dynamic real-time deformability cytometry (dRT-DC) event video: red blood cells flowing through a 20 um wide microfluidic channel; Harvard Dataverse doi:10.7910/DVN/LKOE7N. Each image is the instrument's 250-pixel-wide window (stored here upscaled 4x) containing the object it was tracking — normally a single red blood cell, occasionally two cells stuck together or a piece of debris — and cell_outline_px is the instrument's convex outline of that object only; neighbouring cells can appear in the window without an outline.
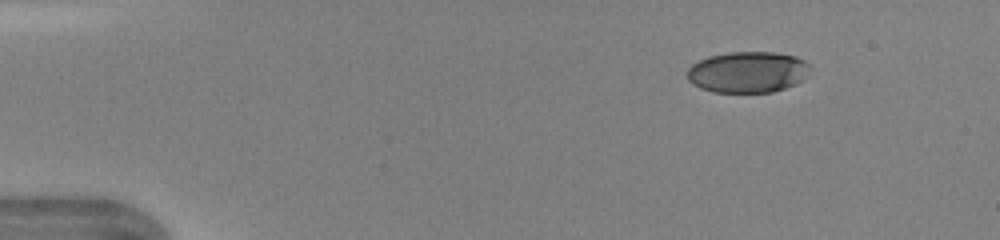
{"species": "human", "species_latin": "Homo sapiens", "temperature_condition": "warm", "stored_images_in_passage": 41, "camera_frame_rate_fps": 3000, "um_per_image_px": 0.085, "donor": {"sex": "female"}, "frame": {"image": 1, "passage_image": 1, "time_ms": 0.0, "image_size_px": [1000, 240], "cell_outline_px": [[808, 64], [804, 80], [796, 84], [772, 92], [712, 92], [700, 88], [692, 84], [688, 80], [688, 68], [692, 64], [708, 56], [728, 52], [776, 52], [796, 56], [804, 60]], "centroid_in_image_um": [63.53, 6.12], "position_along_channel_um": 21.5, "area_um2": 29.48}}
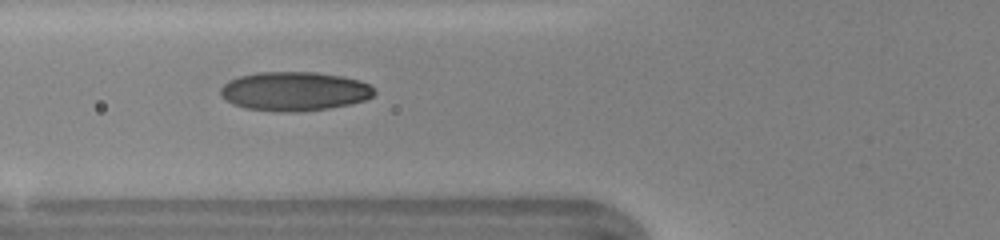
{"frame": {"image": 2, "passage_image": 13, "time_ms": 4.0, "image_size_px": [1000, 240], "cell_outline_px": [[376, 92], [372, 96], [364, 100], [352, 104], [328, 108], [296, 112], [280, 112], [244, 108], [232, 104], [220, 96], [220, 88], [228, 80], [240, 76], [256, 72], [316, 72], [344, 76], [360, 80], [368, 84]], "centroid_in_image_um": [25.0, 7.76], "position_along_channel_um": 100.8, "area_um2": 35.26}}
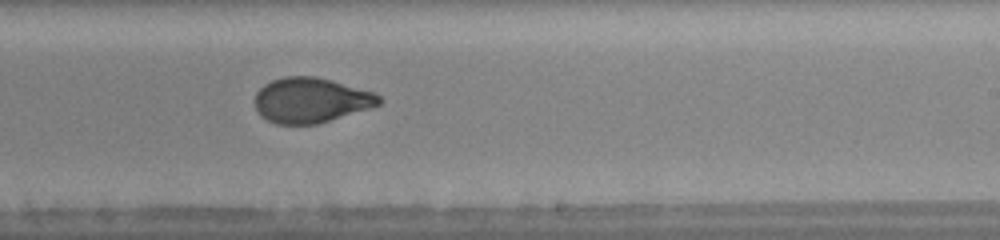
{"frame": {"image": 3, "passage_image": 24, "time_ms": 7.667, "image_size_px": [1000, 240], "cell_outline_px": [[384, 100], [380, 104], [368, 108], [316, 124], [276, 124], [260, 116], [256, 108], [256, 92], [264, 84], [272, 80], [284, 76], [316, 76], [332, 80], [376, 92]], "centroid_in_image_um": [26.43, 8.5], "position_along_channel_um": 262.6, "area_um2": 32.6}, "authors_computed_cell_mechanics": {"area_um2": 33.0038, "velocity_mm_per_s": 4.4029, "shape_relaxation_time_tau1_ms": 4.1048, "shape_relaxation_time_tau2_ms": 0.7006, "deformation_change_tau1": 0.1851, "deformation_change_tau2": 0.0533}}